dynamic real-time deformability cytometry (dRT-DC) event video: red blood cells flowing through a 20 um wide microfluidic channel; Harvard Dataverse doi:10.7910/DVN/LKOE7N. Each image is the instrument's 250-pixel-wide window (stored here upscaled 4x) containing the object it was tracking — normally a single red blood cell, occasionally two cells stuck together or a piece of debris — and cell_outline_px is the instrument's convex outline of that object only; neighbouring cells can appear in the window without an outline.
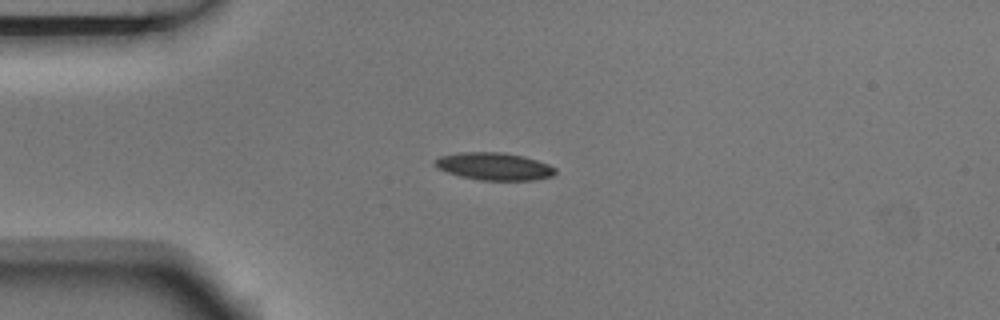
{"species": "Egyptian fruit bat (a non-hibernating species)", "species_latin": "Rousettus aegyptiacus", "temperature_condition": "room temperature", "stored_images_in_passage": 6, "camera_frame_rate_fps": 3000, "um_per_image_px": 0.085, "animal": {"sex": "male"}, "frame": {"image": 1, "passage_image": 2, "time_ms": 0.333, "image_size_px": [1000, 320], "cell_outline_px": [[556, 172], [552, 176], [536, 180], [480, 180], [460, 176], [436, 168], [432, 164], [432, 160], [440, 156], [460, 152], [504, 152], [524, 156], [548, 164], [556, 168]], "centroid_in_image_um": [41.97, 14.13], "position_along_channel_um": 43.0, "area_um2": 19.48}}
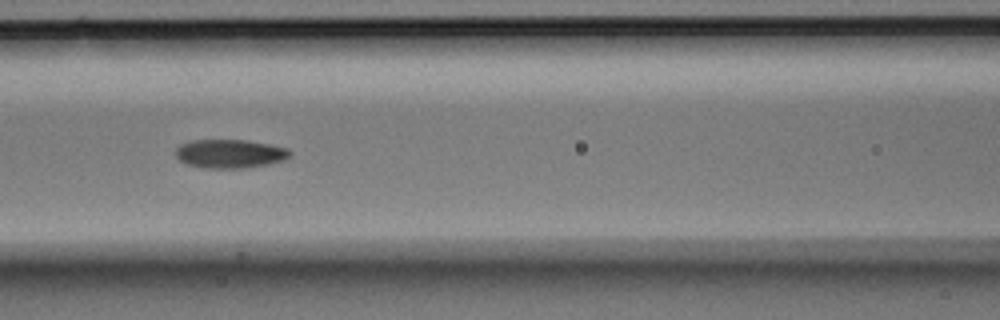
{"frame": {"image": 2, "passage_image": 5, "time_ms": 1.333, "image_size_px": [1000, 320], "cell_outline_px": [[292, 152], [284, 160], [268, 164], [244, 168], [204, 168], [188, 164], [180, 160], [176, 156], [176, 148], [180, 144], [192, 140], [248, 140], [288, 148]], "centroid_in_image_um": [19.54, 13.06], "position_along_channel_um": 147.1, "area_um2": 19.07}}
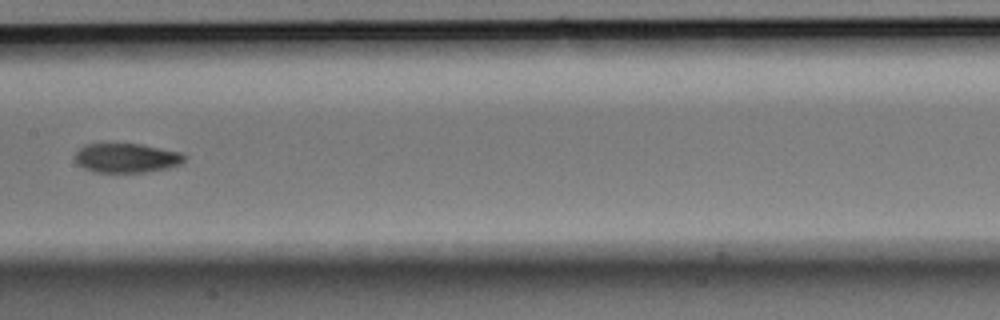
{"frame": {"image": 3, "passage_image": 6, "time_ms": 1.667, "image_size_px": [1000, 320], "cell_outline_px": [[184, 160], [180, 164], [168, 168], [144, 172], [96, 172], [84, 168], [76, 160], [76, 152], [84, 144], [140, 144], [180, 152], [184, 156]], "centroid_in_image_um": [10.76, 13.43], "position_along_channel_um": 196.6, "area_um2": 18.38}}